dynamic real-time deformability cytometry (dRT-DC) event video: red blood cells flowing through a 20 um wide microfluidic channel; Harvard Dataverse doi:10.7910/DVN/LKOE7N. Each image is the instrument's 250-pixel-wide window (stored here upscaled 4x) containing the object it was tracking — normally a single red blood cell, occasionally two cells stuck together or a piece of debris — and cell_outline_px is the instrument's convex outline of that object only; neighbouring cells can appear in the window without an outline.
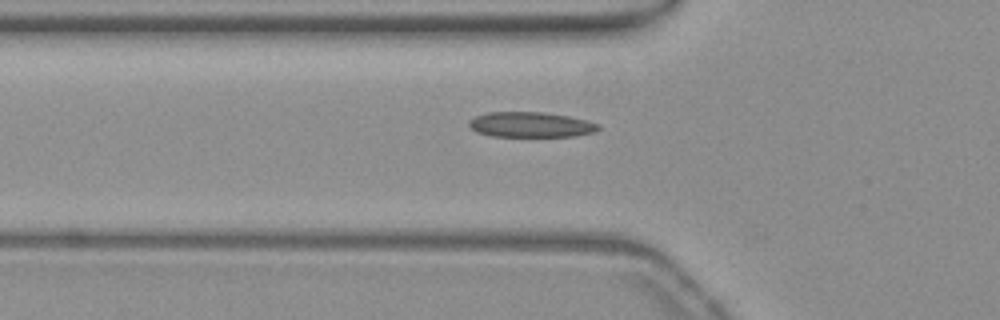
{"species": "common noctule bat (a hibernating species)", "species_latin": "Nyctalus noctula", "temperature_condition": "warm", "stored_images_in_passage": 39, "camera_frame_rate_fps": 3000, "um_per_image_px": 0.085, "animal": {"sex": "female", "body_mass_g": 19.3, "forearm_length_mm": 54.1}, "frame": {"image": 1, "passage_image": 4, "time_ms": 1.0, "image_size_px": [1000, 320], "cell_outline_px": [[600, 128], [596, 132], [572, 136], [492, 136], [476, 132], [468, 124], [468, 120], [476, 116], [488, 112], [544, 112], [568, 116], [588, 120], [600, 124]], "centroid_in_image_um": [45.13, 10.59], "position_along_channel_um": 80.7, "area_um2": 19.07}}
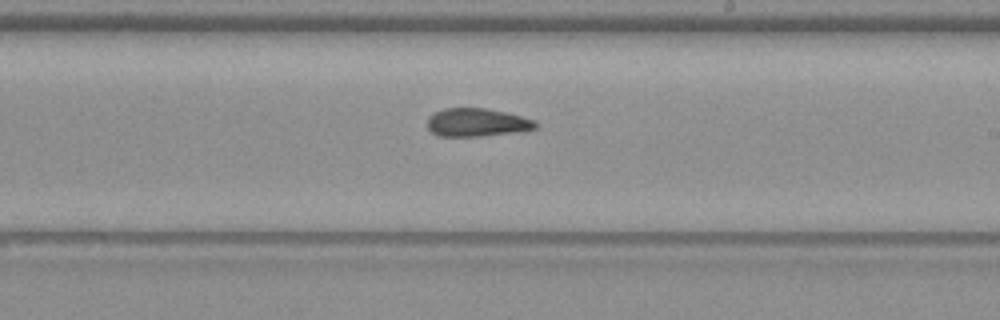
{"frame": {"image": 2, "passage_image": 17, "time_ms": 5.333, "image_size_px": [1000, 320], "cell_outline_px": [[536, 128], [520, 132], [480, 136], [436, 136], [428, 128], [428, 116], [432, 112], [444, 108], [484, 108], [504, 112], [520, 116], [532, 120], [536, 124]], "centroid_in_image_um": [40.48, 10.41], "position_along_channel_um": 248.5, "area_um2": 17.74}}
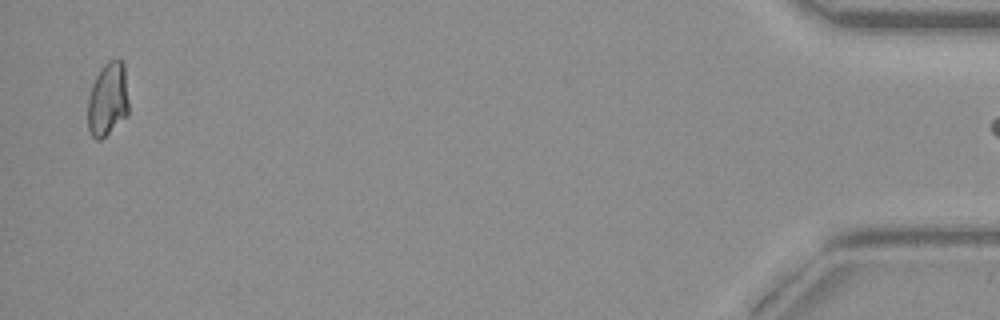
{"frame": {"image": 3, "passage_image": 38, "time_ms": 12.333, "image_size_px": [1000, 320], "cell_outline_px": [[128, 116], [100, 140], [96, 140], [92, 136], [88, 128], [88, 96], [92, 84], [96, 76], [104, 64], [108, 60], [116, 56], [124, 64], [128, 100]], "centroid_in_image_um": [9.16, 8.43], "position_along_channel_um": 426.0, "area_um2": 17.8}}